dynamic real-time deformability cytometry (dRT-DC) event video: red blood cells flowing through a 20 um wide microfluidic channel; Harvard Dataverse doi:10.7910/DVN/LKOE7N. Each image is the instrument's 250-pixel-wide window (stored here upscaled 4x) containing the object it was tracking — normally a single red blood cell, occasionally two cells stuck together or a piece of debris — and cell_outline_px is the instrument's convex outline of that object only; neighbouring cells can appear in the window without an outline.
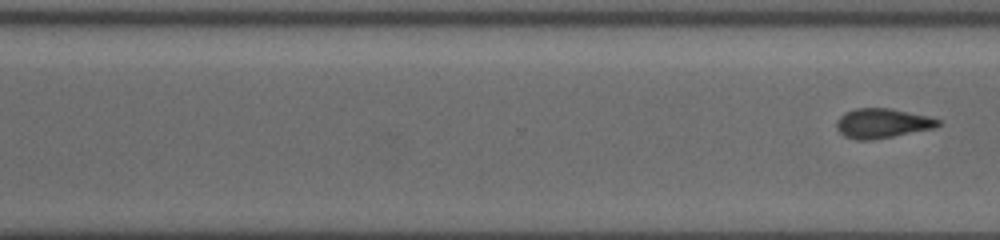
{"species": "common noctule bat (a hibernating species)", "species_latin": "Nyctalus noctula", "temperature_condition": "cold", "stored_images_in_passage": 16, "segment_of_instrument_passage": [2, 2], "camera_frame_rate_fps": 3000, "um_per_image_px": 0.085, "animal": {"sex": "female", "body_mass_g": 19.5, "forearm_length_mm": 54.1}, "frame": {"image": 1, "passage_image": 16, "time_ms": 14.333, "image_size_px": [1000, 240], "cell_outline_px": [[940, 124], [936, 128], [892, 136], [868, 140], [856, 140], [844, 136], [836, 128], [836, 124], [840, 116], [856, 108], [888, 108], [928, 116], [940, 120]], "centroid_in_image_um": [74.99, 10.48], "position_along_channel_um": 295.6, "area_um2": 17.28}}